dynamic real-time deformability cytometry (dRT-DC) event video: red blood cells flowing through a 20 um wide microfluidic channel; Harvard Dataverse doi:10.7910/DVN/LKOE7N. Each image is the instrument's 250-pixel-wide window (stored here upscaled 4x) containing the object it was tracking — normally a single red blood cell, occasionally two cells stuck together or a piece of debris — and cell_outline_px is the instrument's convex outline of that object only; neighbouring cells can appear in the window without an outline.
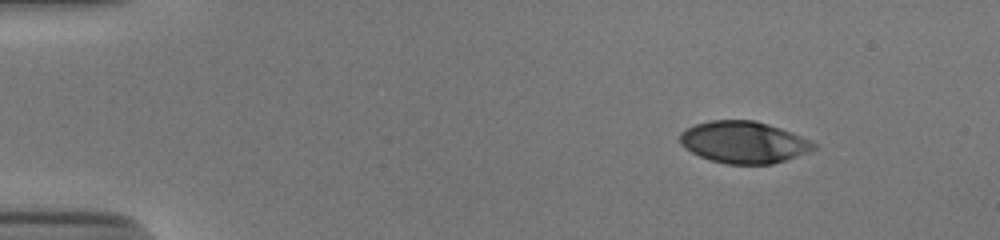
{"species": "human", "species_latin": "Homo sapiens", "temperature_condition": "cold", "stored_images_in_passage": 47, "camera_frame_rate_fps": 3000, "um_per_image_px": 0.085, "donor": {"sex": "male"}, "frame": {"image": 1, "passage_image": 1, "time_ms": 0.0, "image_size_px": [1000, 240], "cell_outline_px": [[816, 148], [808, 152], [772, 164], [724, 164], [700, 156], [684, 148], [680, 144], [680, 132], [696, 124], [712, 120], [752, 120], [768, 124], [792, 132], [812, 140], [816, 144]], "centroid_in_image_um": [63.22, 12.09], "position_along_channel_um": 21.8, "area_um2": 32.54}}
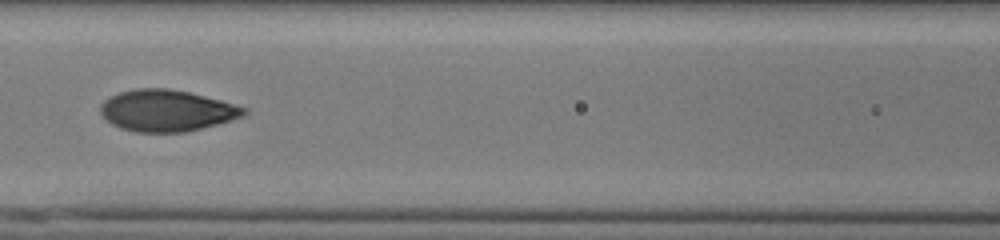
{"frame": {"image": 2, "passage_image": 19, "time_ms": 6.0, "image_size_px": [1000, 240], "cell_outline_px": [[248, 112], [244, 116], [216, 124], [184, 132], [136, 132], [120, 128], [112, 124], [100, 112], [100, 104], [104, 100], [120, 92], [136, 88], [168, 88], [188, 92], [236, 104], [248, 108]], "centroid_in_image_um": [14.18, 9.4], "position_along_channel_um": 152.4, "area_um2": 34.51}}
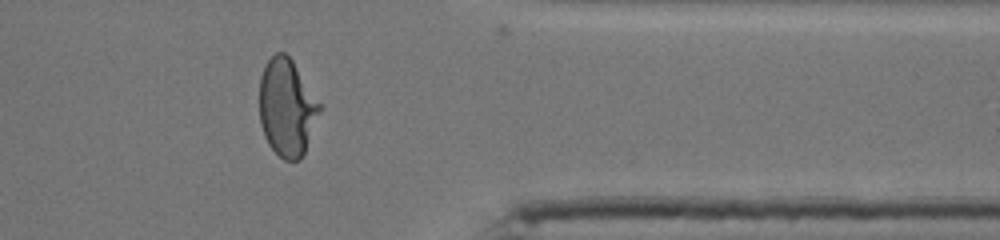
{"frame": {"image": 3, "passage_image": 38, "time_ms": 12.333, "image_size_px": [1000, 240], "cell_outline_px": [[320, 112], [304, 152], [300, 160], [284, 160], [268, 144], [264, 136], [260, 124], [260, 76], [264, 64], [276, 52], [284, 52], [292, 60], [320, 104]], "centroid_in_image_um": [24.36, 9.14], "position_along_channel_um": 387.0, "area_um2": 33.76}, "authors_computed_cell_mechanics": {"area_um2": 34.2176, "velocity_mm_per_s": 3.8921, "shape_relaxation_time_tau1_ms": 6.6025, "shape_relaxation_time_tau2_ms": null, "deformation_change_tau1": 0.2402, "deformation_change_tau2": null}}